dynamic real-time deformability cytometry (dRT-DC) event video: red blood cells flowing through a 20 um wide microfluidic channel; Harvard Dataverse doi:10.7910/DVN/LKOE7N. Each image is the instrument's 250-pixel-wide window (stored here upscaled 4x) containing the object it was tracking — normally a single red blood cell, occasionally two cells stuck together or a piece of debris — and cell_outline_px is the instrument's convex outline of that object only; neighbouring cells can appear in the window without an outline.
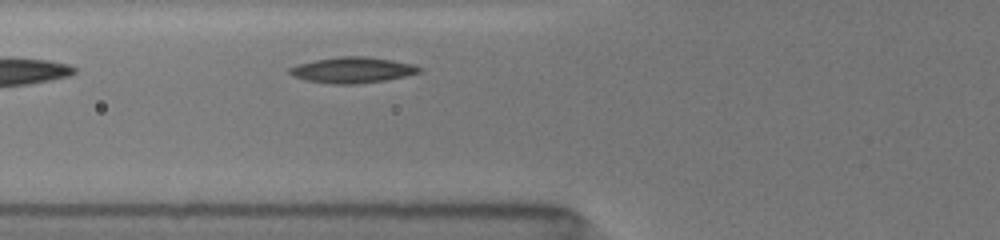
{"species": "common noctule bat (a hibernating species)", "species_latin": "Nyctalus noctula", "temperature_condition": "room temperature", "stored_images_in_passage": 4, "camera_frame_rate_fps": 3000, "um_per_image_px": 0.085, "animal": {"sex": "female", "body_mass_g": 19.5, "forearm_length_mm": 54.1}, "frame": {"image": 1, "passage_image": 4, "time_ms": 1.333, "image_size_px": [1000, 240], "cell_outline_px": [[420, 72], [404, 76], [384, 80], [352, 84], [336, 84], [308, 80], [292, 76], [288, 72], [288, 68], [300, 64], [316, 60], [340, 56], [364, 56], [392, 60], [412, 64], [420, 68]], "centroid_in_image_um": [29.93, 5.94], "position_along_channel_um": 95.9, "area_um2": 19.07}}